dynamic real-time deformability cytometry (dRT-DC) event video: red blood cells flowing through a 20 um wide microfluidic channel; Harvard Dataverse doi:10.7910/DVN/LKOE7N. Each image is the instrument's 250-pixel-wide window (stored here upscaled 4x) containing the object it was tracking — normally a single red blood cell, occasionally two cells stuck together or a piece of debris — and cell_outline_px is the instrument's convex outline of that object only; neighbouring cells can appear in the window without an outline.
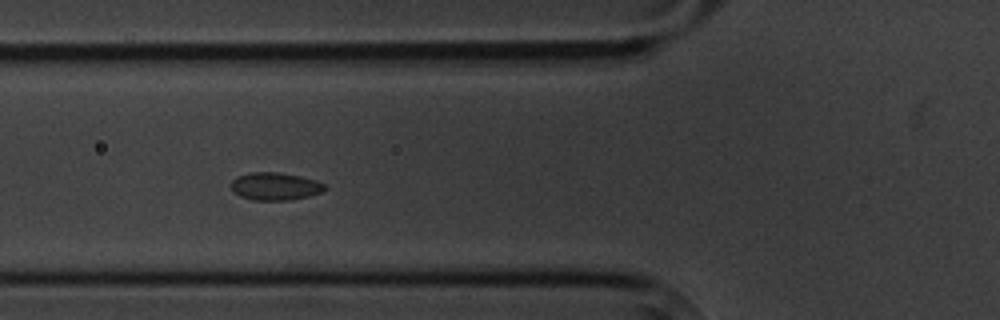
{"species": "common noctule bat (a hibernating species)", "species_latin": "Nyctalus noctula", "temperature_condition": "cold", "stored_images_in_passage": 4, "camera_frame_rate_fps": 3000, "um_per_image_px": 0.085, "animal": {"sex": "male", "body_mass_g": 20.1, "forearm_length_mm": 53.5}, "frame": {"image": 1, "passage_image": 3, "time_ms": 2.333, "image_size_px": [1000, 320], "cell_outline_px": [[328, 188], [324, 192], [308, 196], [288, 200], [252, 200], [240, 196], [232, 192], [232, 180], [236, 176], [248, 172], [276, 172], [300, 176], [316, 180], [324, 184]], "centroid_in_image_um": [23.38, 15.83], "position_along_channel_um": 102.4, "area_um2": 15.26}}
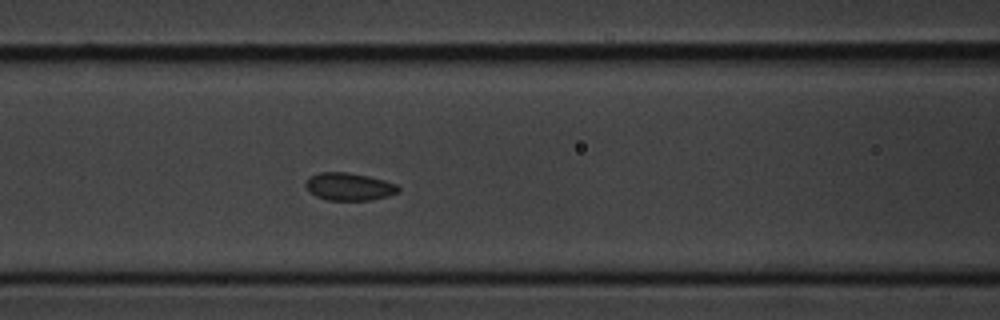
{"frame": {"image": 2, "passage_image": 4, "time_ms": 3.333, "image_size_px": [1000, 320], "cell_outline_px": [[400, 192], [388, 196], [368, 200], [328, 200], [316, 196], [304, 184], [308, 176], [320, 172], [348, 172], [368, 176], [384, 180], [396, 184], [400, 188]], "centroid_in_image_um": [29.68, 15.85], "position_along_channel_um": 136.9, "area_um2": 14.91}}